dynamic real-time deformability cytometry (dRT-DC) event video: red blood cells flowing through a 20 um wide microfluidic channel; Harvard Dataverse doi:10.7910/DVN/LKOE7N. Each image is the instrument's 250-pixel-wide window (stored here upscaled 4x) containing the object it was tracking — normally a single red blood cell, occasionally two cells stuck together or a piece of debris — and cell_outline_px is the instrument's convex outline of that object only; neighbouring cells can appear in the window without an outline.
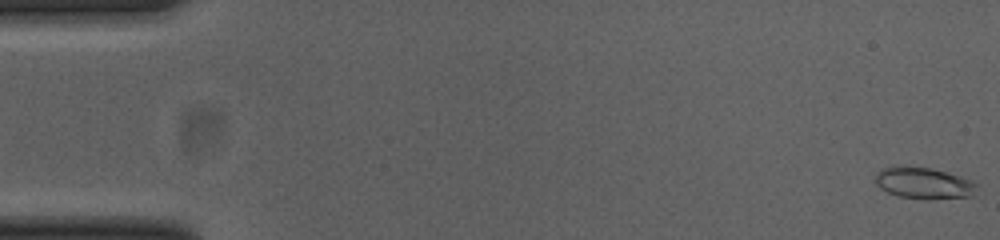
{"species": "common noctule bat (a hibernating species)", "species_latin": "Nyctalus noctula", "temperature_condition": "cold", "stored_images_in_passage": 53, "camera_frame_rate_fps": 3000, "um_per_image_px": 0.085, "animal": {"sex": "female", "body_mass_g": 23.0, "forearm_length_mm": 53.4}, "frame": {"image": 1, "passage_image": 1, "time_ms": 0.0, "image_size_px": [1000, 240], "cell_outline_px": [[980, 184], [972, 196], [928, 200], [900, 196], [888, 192], [880, 188], [876, 184], [876, 172], [880, 168], [928, 168], [948, 172], [972, 180]], "centroid_in_image_um": [78.59, 15.6], "position_along_channel_um": 6.4, "area_um2": 18.38}}
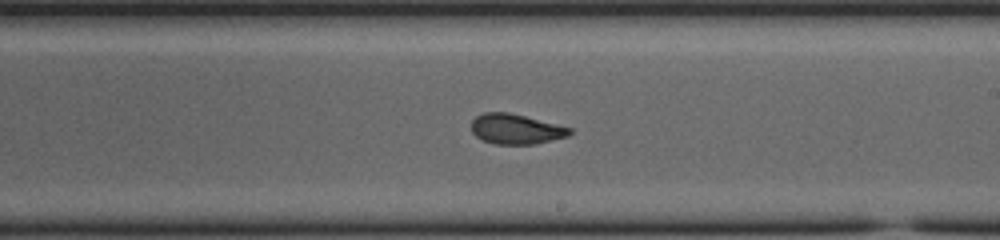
{"frame": {"image": 2, "passage_image": 31, "time_ms": 10.0, "image_size_px": [1000, 240], "cell_outline_px": [[572, 132], [568, 136], [536, 144], [492, 144], [476, 136], [472, 132], [472, 120], [476, 116], [484, 112], [508, 112], [572, 128]], "centroid_in_image_um": [43.84, 10.97], "position_along_channel_um": 245.2, "area_um2": 17.17}}
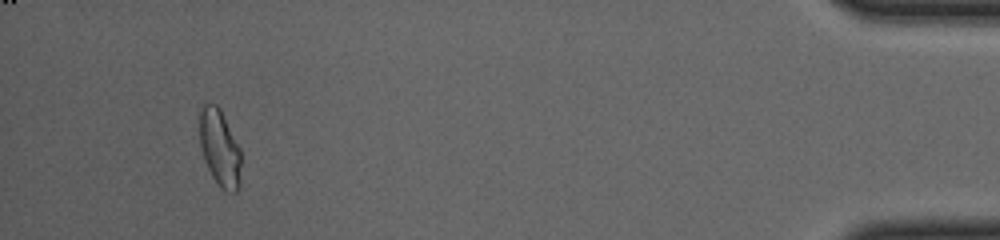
{"frame": {"image": 3, "passage_image": 50, "time_ms": 16.333, "image_size_px": [1000, 240], "cell_outline_px": [[240, 188], [236, 192], [228, 192], [220, 188], [212, 176], [208, 168], [200, 144], [200, 112], [204, 104], [216, 104], [220, 108], [240, 148]], "centroid_in_image_um": [18.7, 12.61], "position_along_channel_um": 416.5, "area_um2": 18.38}, "authors_computed_cell_mechanics": {"area_um2": 18.0336, "velocity_mm_per_s": 3.854, "shape_relaxation_time_tau1_ms": 4.2871, "shape_relaxation_time_tau2_ms": 1.6516, "deformation_change_tau1": 0.153, "deformation_change_tau2": 0.0686}}